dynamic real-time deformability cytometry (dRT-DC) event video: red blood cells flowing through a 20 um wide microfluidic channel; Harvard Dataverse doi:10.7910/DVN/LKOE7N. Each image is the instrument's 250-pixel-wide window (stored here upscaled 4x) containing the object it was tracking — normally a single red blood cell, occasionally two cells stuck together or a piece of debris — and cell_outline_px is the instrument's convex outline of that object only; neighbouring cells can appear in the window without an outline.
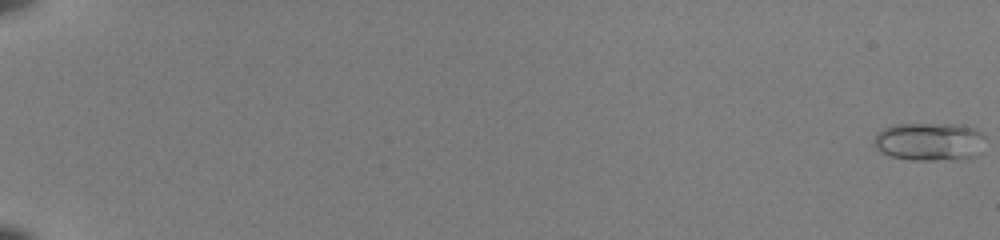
{"species": "common noctule bat (a hibernating species)", "species_latin": "Nyctalus noctula", "temperature_condition": "room temperature", "stored_images_in_passage": 55, "camera_frame_rate_fps": 3000, "um_per_image_px": 0.085, "animal": {"sex": "female", "body_mass_g": 22.0, "forearm_length_mm": 56.7}, "frame": {"image": 1, "passage_image": 1, "time_ms": 0.0, "image_size_px": [1000, 240], "cell_outline_px": [[984, 136], [976, 156], [936, 160], [912, 160], [892, 156], [876, 148], [876, 136], [884, 128], [896, 124], [956, 124], [976, 128]], "centroid_in_image_um": [79.01, 12.02], "position_along_channel_um": 6.0, "area_um2": 24.1}}
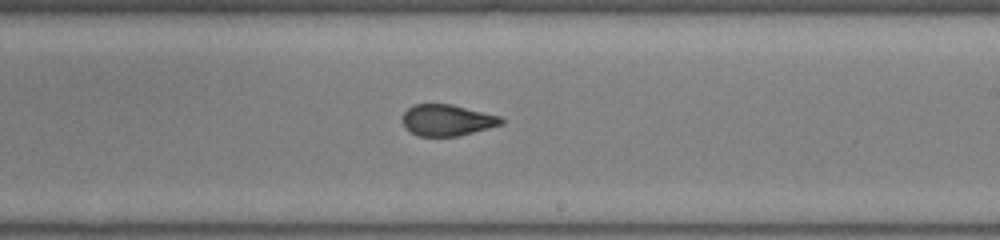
{"frame": {"image": 2, "passage_image": 36, "time_ms": 11.667, "image_size_px": [1000, 240], "cell_outline_px": [[504, 124], [456, 136], [416, 136], [404, 128], [400, 120], [404, 112], [412, 104], [452, 104], [500, 116], [504, 120]], "centroid_in_image_um": [37.95, 10.21], "position_along_channel_um": 251.1, "area_um2": 18.21}}
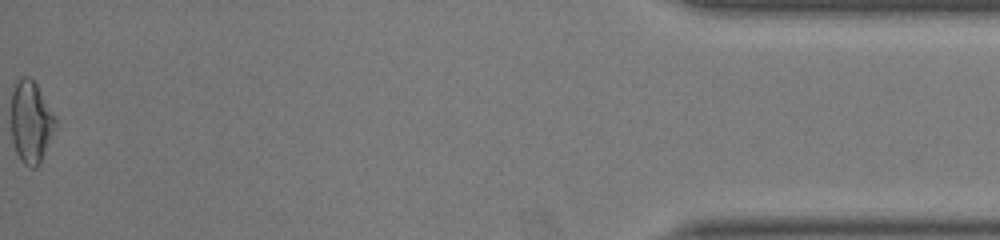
{"frame": {"image": 3, "passage_image": 55, "time_ms": 18.0, "image_size_px": [1000, 240], "cell_outline_px": [[56, 124], [44, 152], [40, 160], [32, 168], [24, 164], [20, 160], [16, 152], [12, 140], [12, 92], [16, 80], [20, 76], [28, 76], [36, 84], [56, 120]], "centroid_in_image_um": [2.59, 10.33], "position_along_channel_um": 432.6, "area_um2": 20.46}, "authors_computed_cell_mechanics": {"area_um2": 19.5364, "velocity_mm_per_s": 4.0186, "shape_relaxation_time_tau1_ms": 10.3144, "shape_relaxation_time_tau2_ms": 0.8885, "deformation_change_tau1": 0.2313, "deformation_change_tau2": 0.0505}}